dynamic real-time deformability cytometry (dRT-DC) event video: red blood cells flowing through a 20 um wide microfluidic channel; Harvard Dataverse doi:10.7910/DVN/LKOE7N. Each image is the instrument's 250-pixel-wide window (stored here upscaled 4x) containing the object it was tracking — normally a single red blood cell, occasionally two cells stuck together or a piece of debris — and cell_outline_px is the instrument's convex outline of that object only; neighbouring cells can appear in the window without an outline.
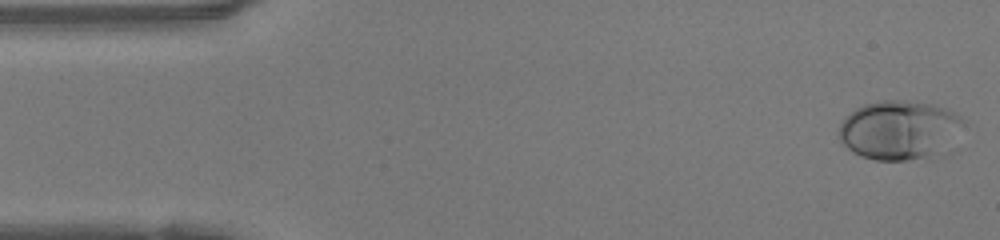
{"species": "human", "species_latin": "Homo sapiens", "temperature_condition": "warm", "stored_images_in_passage": 41, "camera_frame_rate_fps": 3000, "um_per_image_px": 0.085, "donor": {"sex": "female"}, "frame": {"image": 1, "passage_image": 1, "time_ms": 0.0, "image_size_px": [1000, 240], "cell_outline_px": [[968, 120], [952, 152], [948, 156], [932, 160], [876, 160], [860, 156], [852, 152], [840, 140], [840, 124], [856, 108], [864, 104], [880, 100], [904, 100], [928, 104], [944, 108]], "centroid_in_image_um": [76.63, 11.12], "position_along_channel_um": 8.4, "area_um2": 44.62}}
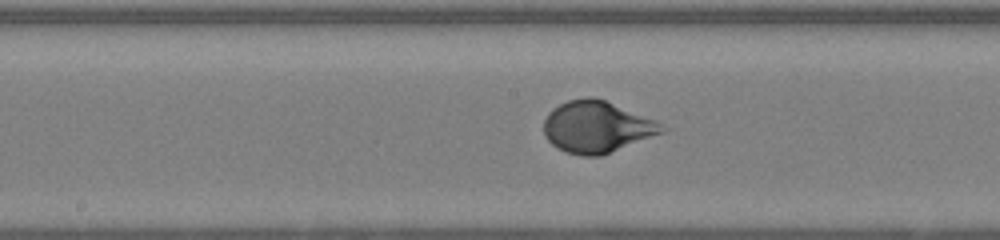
{"frame": {"image": 2, "passage_image": 23, "time_ms": 7.333, "image_size_px": [1000, 240], "cell_outline_px": [[668, 128], [664, 132], [600, 156], [580, 156], [556, 148], [544, 136], [544, 120], [548, 112], [552, 108], [568, 100], [588, 96], [592, 96], [604, 100], [656, 120]], "centroid_in_image_um": [50.71, 10.78], "position_along_channel_um": 197.5, "area_um2": 35.49}}
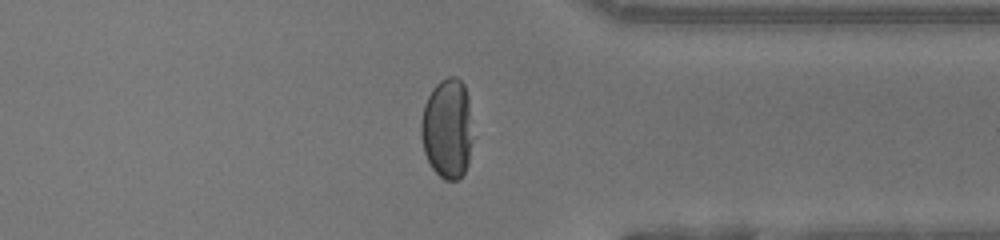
{"frame": {"image": 3, "passage_image": 36, "time_ms": 11.667, "image_size_px": [1000, 240], "cell_outline_px": [[472, 140], [468, 164], [464, 172], [456, 180], [444, 180], [432, 168], [424, 152], [420, 136], [420, 120], [424, 104], [432, 88], [440, 80], [448, 76], [456, 76], [464, 84], [468, 96]], "centroid_in_image_um": [38.0, 10.91], "position_along_channel_um": 373.4, "area_um2": 30.35}}